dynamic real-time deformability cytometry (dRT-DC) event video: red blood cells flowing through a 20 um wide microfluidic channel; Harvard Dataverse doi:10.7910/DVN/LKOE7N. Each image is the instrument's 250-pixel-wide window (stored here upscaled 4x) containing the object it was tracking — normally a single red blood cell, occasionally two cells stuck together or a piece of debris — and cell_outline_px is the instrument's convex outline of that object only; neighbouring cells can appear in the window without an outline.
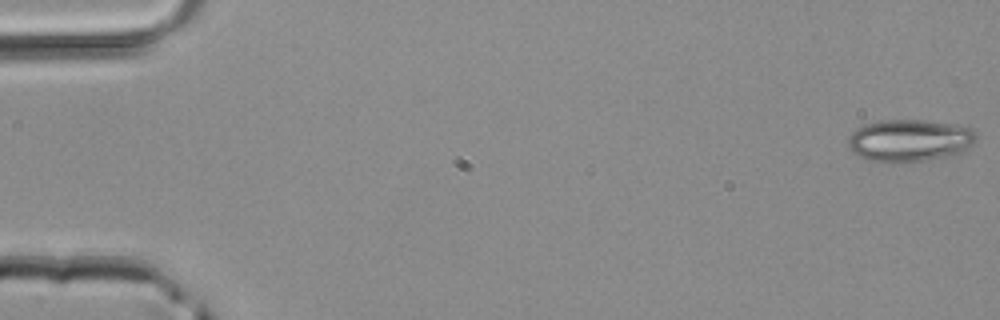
{"species": "common noctule bat (a hibernating species)", "species_latin": "Nyctalus noctula", "temperature_condition": "room temperature", "stored_images_in_passage": 4, "camera_frame_rate_fps": 3000, "um_per_image_px": 0.085, "animal": {"sex": "male", "body_mass_g": 20.4}, "frame": {"image": 1, "passage_image": 1, "time_ms": 0.0, "image_size_px": [1000, 320], "cell_outline_px": [[976, 136], [972, 144], [960, 152], [948, 156], [928, 160], [868, 160], [852, 152], [848, 148], [848, 136], [856, 128], [880, 120], [924, 120], [968, 124], [976, 132]], "centroid_in_image_um": [77.36, 11.88], "position_along_channel_um": 7.6, "area_um2": 31.33}}